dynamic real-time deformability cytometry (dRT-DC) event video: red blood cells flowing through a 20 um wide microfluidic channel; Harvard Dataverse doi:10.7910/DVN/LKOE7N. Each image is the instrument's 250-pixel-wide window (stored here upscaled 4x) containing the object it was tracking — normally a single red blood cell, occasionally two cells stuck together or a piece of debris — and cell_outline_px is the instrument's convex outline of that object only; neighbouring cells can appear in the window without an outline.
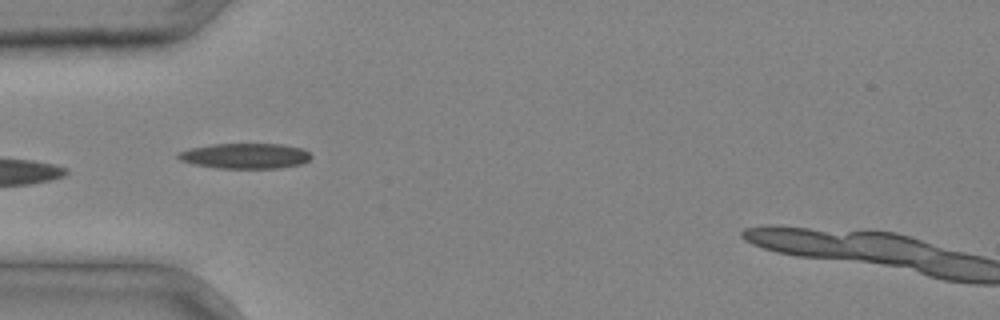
{"species": "common noctule bat (a hibernating species)", "species_latin": "Nyctalus noctula", "temperature_condition": "cold", "stored_images_in_passage": 3, "camera_frame_rate_fps": 3000, "um_per_image_px": 0.085, "animal": {"sex": "male", "body_mass_g": 20.4}, "frame": {"image": 1, "passage_image": 3, "time_ms": 0.667, "image_size_px": [1000, 320], "cell_outline_px": [[312, 156], [308, 160], [300, 164], [280, 168], [216, 168], [196, 164], [180, 160], [176, 156], [180, 152], [188, 148], [212, 144], [280, 144], [304, 148]], "centroid_in_image_um": [20.85, 13.25], "position_along_channel_um": 64.2, "area_um2": 19.59}}